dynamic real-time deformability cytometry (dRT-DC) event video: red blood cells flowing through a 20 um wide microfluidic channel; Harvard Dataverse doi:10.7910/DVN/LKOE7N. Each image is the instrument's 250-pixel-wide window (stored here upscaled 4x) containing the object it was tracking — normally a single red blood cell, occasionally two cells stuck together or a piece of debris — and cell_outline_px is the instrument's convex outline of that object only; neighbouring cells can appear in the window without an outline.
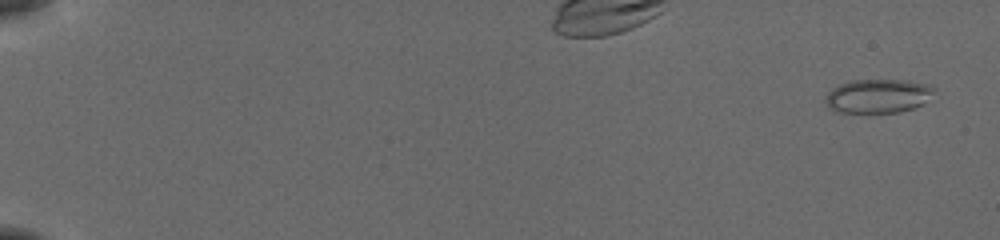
{"species": "common noctule bat (a hibernating species)", "species_latin": "Nyctalus noctula", "temperature_condition": "cold", "stored_images_in_passage": 56, "camera_frame_rate_fps": 3000, "um_per_image_px": 0.085, "animal": {"sex": "female", "body_mass_g": 19.5, "forearm_length_mm": 54.1}, "frame": {"image": 1, "passage_image": 3, "time_ms": 0.667, "image_size_px": [1000, 240], "cell_outline_px": [[936, 88], [924, 104], [900, 112], [836, 112], [828, 108], [824, 100], [824, 96], [832, 88], [840, 84], [852, 80], [908, 80], [928, 84]], "centroid_in_image_um": [74.61, 8.15], "position_along_channel_um": 10.4, "area_um2": 21.62}}
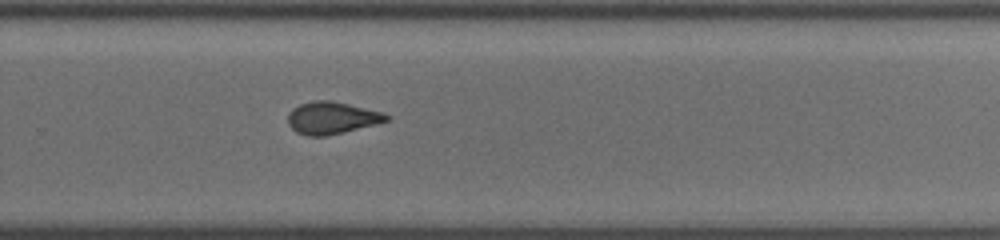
{"frame": {"image": 2, "passage_image": 40, "time_ms": 13.0, "image_size_px": [1000, 240], "cell_outline_px": [[388, 120], [324, 136], [308, 136], [296, 132], [288, 124], [288, 112], [292, 108], [300, 104], [312, 100], [332, 100], [384, 112], [388, 116]], "centroid_in_image_um": [28.14, 9.99], "position_along_channel_um": 301.7, "area_um2": 18.21}}
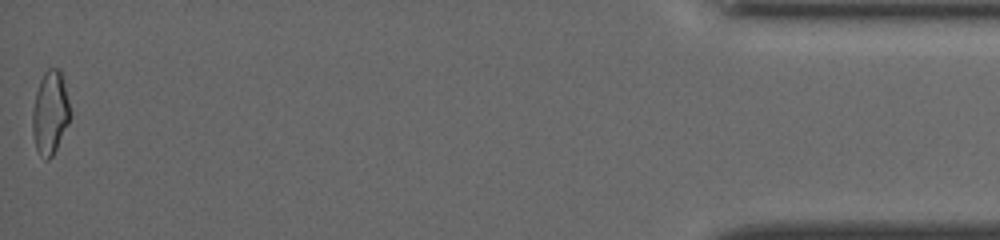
{"frame": {"image": 3, "passage_image": 56, "time_ms": 18.333, "image_size_px": [1000, 240], "cell_outline_px": [[68, 124], [52, 156], [48, 160], [44, 160], [36, 148], [32, 132], [32, 112], [36, 92], [40, 80], [44, 72], [48, 68], [60, 68], [68, 100]], "centroid_in_image_um": [4.23, 9.58], "position_along_channel_um": 431.0, "area_um2": 17.92}, "authors_computed_cell_mechanics": {"area_um2": 18.785, "velocity_mm_per_s": 3.8881, "shape_relaxation_time_tau1_ms": null, "shape_relaxation_time_tau2_ms": 1.0033, "deformation_change_tau1": null, "deformation_change_tau2": 0.0551}}